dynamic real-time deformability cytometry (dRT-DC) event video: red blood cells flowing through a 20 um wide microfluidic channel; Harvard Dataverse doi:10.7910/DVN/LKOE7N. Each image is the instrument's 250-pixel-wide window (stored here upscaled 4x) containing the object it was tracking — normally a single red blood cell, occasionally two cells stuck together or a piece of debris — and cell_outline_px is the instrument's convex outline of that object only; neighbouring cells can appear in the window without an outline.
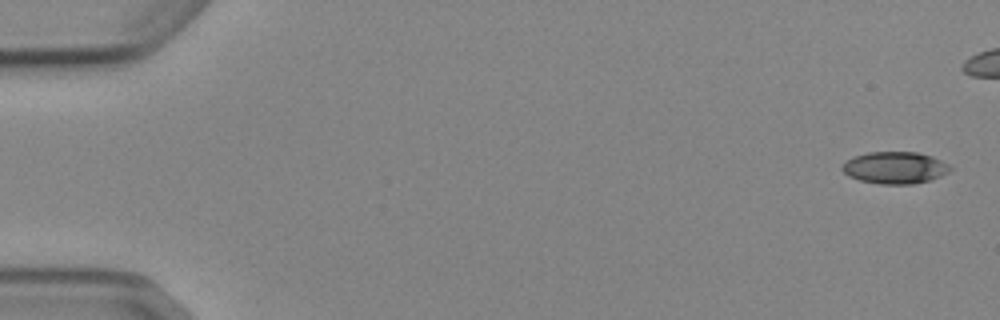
{"species": "Egyptian fruit bat (a non-hibernating species)", "species_latin": "Rousettus aegyptiacus", "temperature_condition": "cold", "stored_images_in_passage": 7, "camera_frame_rate_fps": 3000, "um_per_image_px": 0.085, "animal": {"sex": "female"}, "frame": {"image": 1, "passage_image": 1, "time_ms": 0.0, "image_size_px": [1000, 320], "cell_outline_px": [[952, 168], [948, 172], [940, 176], [928, 180], [912, 184], [880, 184], [860, 180], [848, 176], [840, 168], [852, 156], [868, 152], [916, 152], [932, 156], [948, 164]], "centroid_in_image_um": [76.05, 14.25], "position_along_channel_um": 9.0, "area_um2": 20.0}}
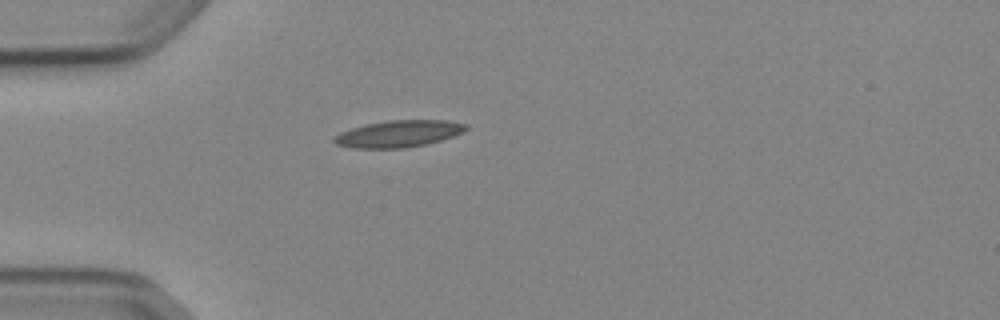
{"frame": {"image": 2, "passage_image": 7, "time_ms": 8.0, "image_size_px": [1000, 320], "cell_outline_px": [[468, 128], [464, 132], [440, 140], [424, 144], [404, 148], [352, 148], [336, 144], [332, 140], [332, 136], [340, 132], [364, 124], [388, 120], [444, 120], [468, 124]], "centroid_in_image_um": [33.84, 11.36], "position_along_channel_um": 51.2, "area_um2": 20.63}}